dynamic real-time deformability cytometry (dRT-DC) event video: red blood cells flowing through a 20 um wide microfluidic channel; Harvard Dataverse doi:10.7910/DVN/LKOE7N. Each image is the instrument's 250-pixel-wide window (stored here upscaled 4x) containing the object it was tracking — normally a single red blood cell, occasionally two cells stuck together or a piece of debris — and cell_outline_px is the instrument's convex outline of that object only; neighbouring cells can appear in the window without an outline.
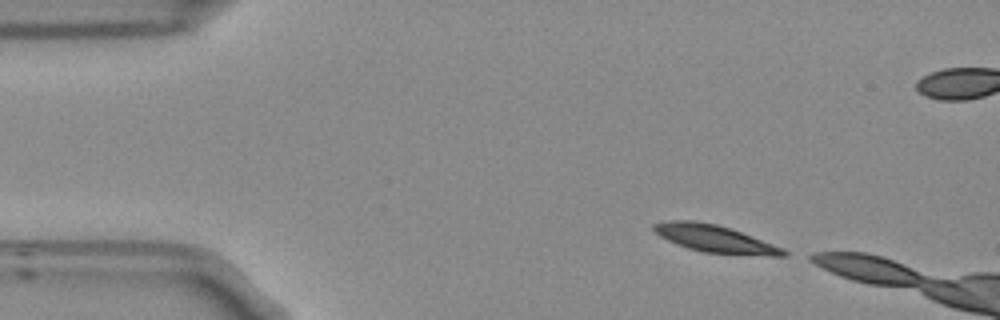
{"species": "Egyptian fruit bat (a non-hibernating species)", "species_latin": "Rousettus aegyptiacus", "temperature_condition": "room temperature", "stored_images_in_passage": 8, "camera_frame_rate_fps": 3000, "um_per_image_px": 0.085, "frame": {"image": 1, "passage_image": 1, "time_ms": 0.0, "image_size_px": [1000, 320], "cell_outline_px": [[788, 256], [772, 256], [704, 252], [688, 248], [676, 244], [660, 236], [652, 228], [652, 224], [668, 220], [692, 220], [716, 224], [740, 232], [784, 248], [788, 252]], "centroid_in_image_um": [60.75, 20.29], "position_along_channel_um": 24.2, "area_um2": 20.4}}